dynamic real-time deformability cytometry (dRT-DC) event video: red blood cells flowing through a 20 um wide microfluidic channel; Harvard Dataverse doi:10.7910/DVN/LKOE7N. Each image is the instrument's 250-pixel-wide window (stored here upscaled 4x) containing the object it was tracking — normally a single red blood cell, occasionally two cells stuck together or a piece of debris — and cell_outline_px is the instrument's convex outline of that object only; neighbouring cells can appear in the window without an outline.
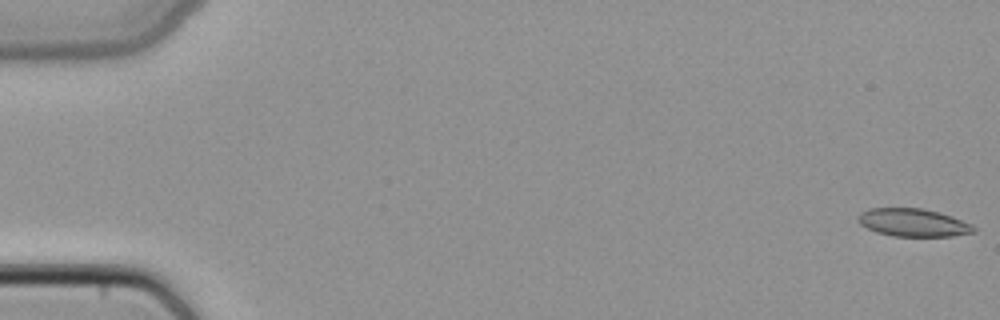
{"species": "common noctule bat (a hibernating species)", "species_latin": "Nyctalus noctula", "temperature_condition": "cold", "stored_images_in_passage": 49, "camera_frame_rate_fps": 3000, "um_per_image_px": 0.085, "animal": {"sex": "female", "body_mass_g": 22.7, "forearm_length_mm": 54.2}, "frame": {"image": 1, "passage_image": 1, "time_ms": 0.0, "image_size_px": [1000, 320], "cell_outline_px": [[976, 232], [952, 236], [892, 236], [876, 232], [860, 224], [856, 220], [860, 212], [868, 208], [924, 208], [940, 212], [952, 216], [972, 224], [976, 228]], "centroid_in_image_um": [77.62, 18.91], "position_along_channel_um": 7.4, "area_um2": 19.02}}
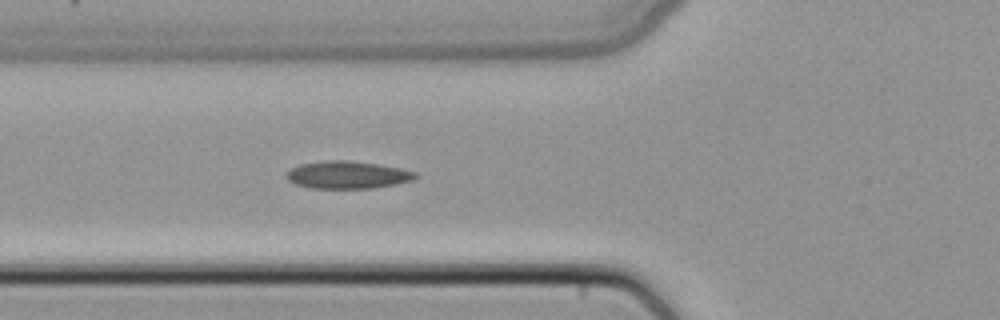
{"frame": {"image": 2, "passage_image": 19, "time_ms": 6.0, "image_size_px": [1000, 320], "cell_outline_px": [[420, 176], [412, 180], [396, 184], [372, 188], [312, 188], [296, 184], [288, 180], [284, 176], [292, 168], [300, 164], [324, 160], [348, 160], [380, 164], [400, 168], [416, 172]], "centroid_in_image_um": [29.56, 14.85], "position_along_channel_um": 96.2, "area_um2": 20.75}}
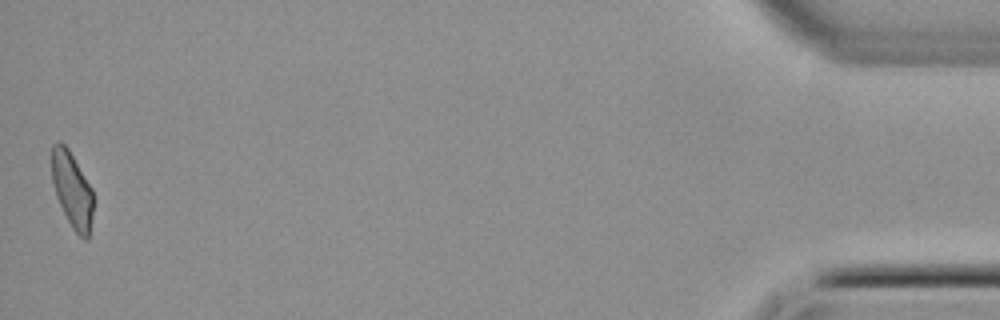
{"frame": {"image": 3, "passage_image": 49, "time_ms": 16.0, "image_size_px": [1000, 320], "cell_outline_px": [[96, 200], [88, 240], [84, 240], [72, 228], [56, 196], [52, 184], [52, 144], [56, 140], [60, 140], [68, 148], [92, 188]], "centroid_in_image_um": [6.16, 16.14], "position_along_channel_um": 429.0, "area_um2": 18.73}}